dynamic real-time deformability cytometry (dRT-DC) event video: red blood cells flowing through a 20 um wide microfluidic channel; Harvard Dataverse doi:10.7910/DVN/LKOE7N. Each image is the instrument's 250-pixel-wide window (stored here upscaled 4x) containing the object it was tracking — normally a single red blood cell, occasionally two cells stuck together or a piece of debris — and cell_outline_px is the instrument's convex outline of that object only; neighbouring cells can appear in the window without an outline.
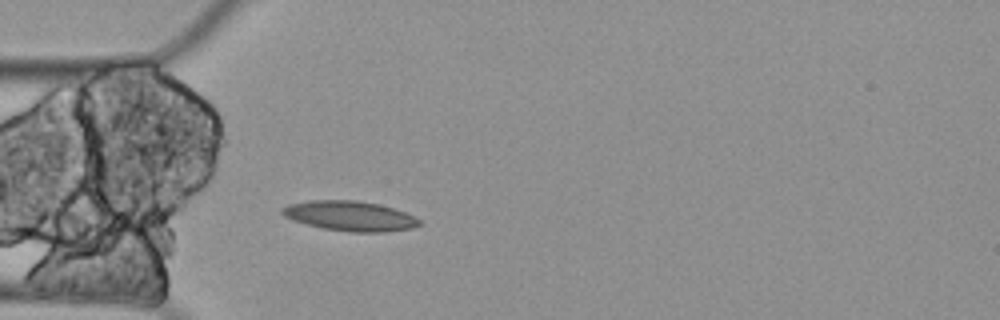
{"species": "Egyptian fruit bat (a non-hibernating species)", "species_latin": "Rousettus aegyptiacus", "temperature_condition": "cold", "stored_images_in_passage": 5, "camera_frame_rate_fps": 3000, "um_per_image_px": 0.085, "animal": {"sex": "female"}, "frame": {"image": 1, "passage_image": 5, "time_ms": 1.333, "image_size_px": [1000, 320], "cell_outline_px": [[420, 224], [412, 228], [384, 232], [352, 232], [324, 228], [292, 220], [284, 216], [280, 212], [280, 208], [288, 204], [308, 200], [356, 200], [376, 204], [392, 208], [404, 212], [420, 220]], "centroid_in_image_um": [29.69, 18.35], "position_along_channel_um": 55.3, "area_um2": 23.7}}